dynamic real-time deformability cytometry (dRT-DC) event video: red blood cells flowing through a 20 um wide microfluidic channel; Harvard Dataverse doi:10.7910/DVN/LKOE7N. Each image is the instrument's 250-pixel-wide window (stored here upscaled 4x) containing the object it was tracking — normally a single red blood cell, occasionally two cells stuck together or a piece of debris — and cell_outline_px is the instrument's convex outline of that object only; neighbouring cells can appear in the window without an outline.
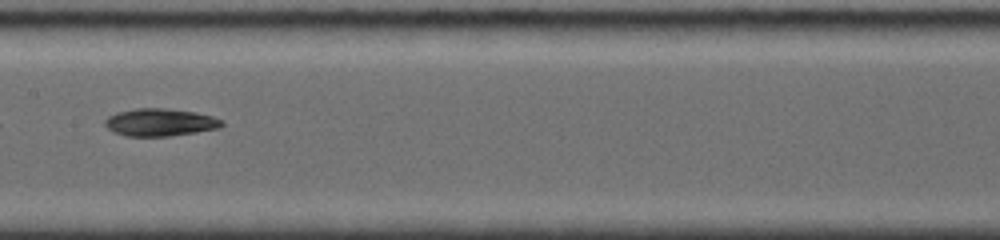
{"species": "common noctule bat (a hibernating species)", "species_latin": "Nyctalus noctula", "temperature_condition": "room temperature", "stored_images_in_passage": 7, "camera_frame_rate_fps": 4000, "um_per_image_px": 0.085, "animal": {"sex": "female", "body_mass_g": 19.0, "forearm_length_mm": 56.7}, "frame": {"image": 1, "passage_image": 5, "time_ms": 3.25, "image_size_px": [1000, 240], "cell_outline_px": [[224, 124], [220, 128], [196, 132], [168, 136], [124, 136], [112, 132], [104, 124], [104, 120], [108, 116], [116, 112], [136, 108], [164, 108], [196, 112], [212, 116], [224, 120]], "centroid_in_image_um": [13.59, 10.39], "position_along_channel_um": 193.8, "area_um2": 18.96}}